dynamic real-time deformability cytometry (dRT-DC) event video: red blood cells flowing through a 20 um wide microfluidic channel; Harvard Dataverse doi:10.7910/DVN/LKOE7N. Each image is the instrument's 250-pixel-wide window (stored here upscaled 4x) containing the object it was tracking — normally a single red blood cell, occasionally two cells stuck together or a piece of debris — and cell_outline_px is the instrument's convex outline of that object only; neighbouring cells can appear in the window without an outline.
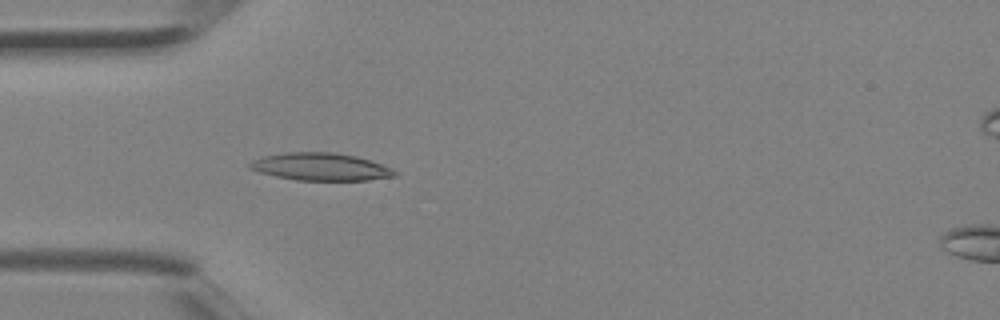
{"species": "Egyptian fruit bat (a non-hibernating species)", "species_latin": "Rousettus aegyptiacus", "temperature_condition": "room temperature", "stored_images_in_passage": 3, "camera_frame_rate_fps": 3000, "um_per_image_px": 0.085, "animal": {"sex": "female"}, "frame": {"image": 1, "passage_image": 2, "time_ms": 0.333, "image_size_px": [1000, 320], "cell_outline_px": [[400, 172], [396, 176], [368, 180], [296, 180], [276, 176], [260, 172], [248, 168], [248, 164], [252, 160], [260, 156], [288, 152], [336, 152], [356, 156], [392, 168]], "centroid_in_image_um": [27.25, 14.17], "position_along_channel_um": 57.8, "area_um2": 23.35}}